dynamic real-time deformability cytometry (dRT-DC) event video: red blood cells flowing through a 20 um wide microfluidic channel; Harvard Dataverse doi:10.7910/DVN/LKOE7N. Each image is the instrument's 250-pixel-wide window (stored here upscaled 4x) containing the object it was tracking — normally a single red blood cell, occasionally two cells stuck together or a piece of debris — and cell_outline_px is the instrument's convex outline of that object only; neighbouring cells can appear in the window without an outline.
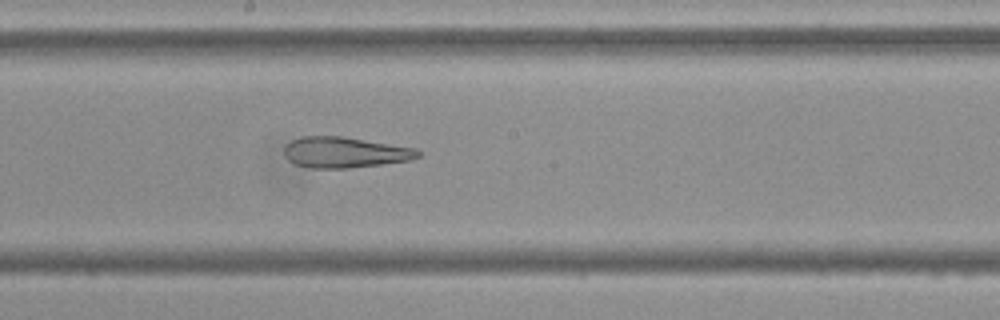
{"species": "Egyptian fruit bat (a non-hibernating species)", "species_latin": "Rousettus aegyptiacus", "temperature_condition": "cold", "stored_images_in_passage": 40, "camera_frame_rate_fps": 3000, "um_per_image_px": 0.085, "frame": {"image": 1, "passage_image": 15, "time_ms": 4.667, "image_size_px": [1000, 320], "cell_outline_px": [[420, 156], [408, 160], [380, 164], [348, 168], [312, 168], [296, 164], [288, 160], [284, 152], [284, 148], [292, 140], [300, 136], [344, 136], [416, 148], [420, 152]], "centroid_in_image_um": [29.3, 12.94], "position_along_channel_um": 218.9, "area_um2": 23.87}}
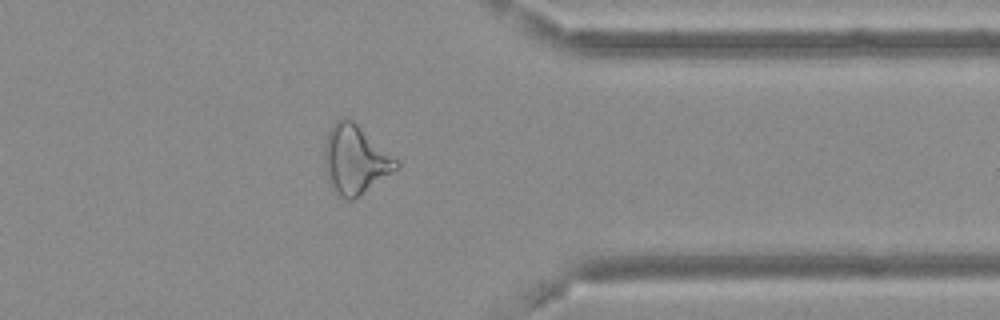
{"frame": {"image": 2, "passage_image": 29, "time_ms": 9.333, "image_size_px": [1000, 320], "cell_outline_px": [[400, 168], [352, 200], [344, 200], [332, 188], [324, 164], [324, 148], [328, 132], [332, 124], [336, 120], [344, 116], [348, 116], [400, 160]], "centroid_in_image_um": [30.22, 13.54], "position_along_channel_um": 381.2, "area_um2": 29.07}}
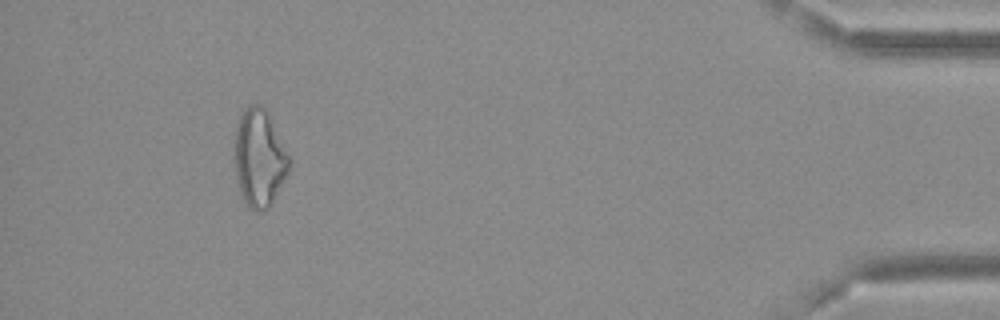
{"frame": {"image": 3, "passage_image": 36, "time_ms": 11.667, "image_size_px": [1000, 320], "cell_outline_px": [[288, 172], [268, 208], [260, 212], [256, 212], [248, 208], [240, 192], [232, 160], [232, 144], [236, 128], [240, 116], [248, 104], [260, 104], [268, 112], [288, 152]], "centroid_in_image_um": [21.98, 13.41], "position_along_channel_um": 413.2, "area_um2": 31.44}, "authors_computed_cell_mechanics": {"area_um2": 26.5591, "velocity_mm_per_s": 3.6887, "shape_relaxation_time_tau1_ms": null, "shape_relaxation_time_tau2_ms": 4.8467, "deformation_change_tau1": null, "deformation_change_tau2": 0.1853}}